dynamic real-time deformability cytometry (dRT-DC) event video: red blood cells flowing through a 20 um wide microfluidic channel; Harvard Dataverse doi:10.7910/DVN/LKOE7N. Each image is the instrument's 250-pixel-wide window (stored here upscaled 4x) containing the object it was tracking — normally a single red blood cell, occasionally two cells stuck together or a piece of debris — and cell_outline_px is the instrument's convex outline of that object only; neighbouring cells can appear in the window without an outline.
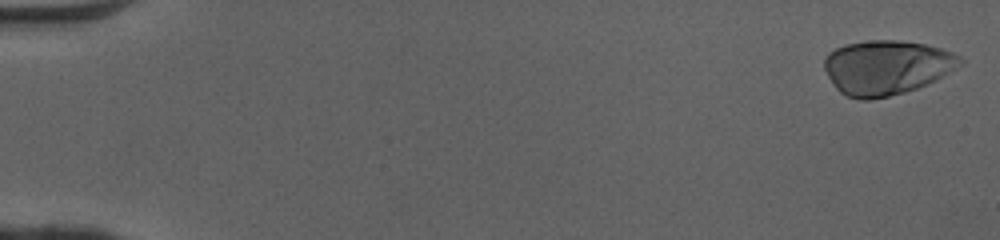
{"species": "human", "species_latin": "Homo sapiens", "temperature_condition": "cold", "stored_images_in_passage": 50, "camera_frame_rate_fps": 3000, "um_per_image_px": 0.085, "donor": {"sex": "female"}, "frame": {"image": 1, "passage_image": 1, "time_ms": 0.0, "image_size_px": [1000, 240], "cell_outline_px": [[964, 60], [956, 68], [916, 88], [904, 92], [888, 96], [868, 100], [860, 100], [848, 96], [840, 92], [836, 88], [828, 76], [824, 68], [824, 60], [828, 52], [836, 48], [848, 44], [872, 40], [896, 40], [924, 44], [940, 48], [952, 52], [960, 56]], "centroid_in_image_um": [75.32, 5.72], "position_along_channel_um": 9.7, "area_um2": 42.54}}
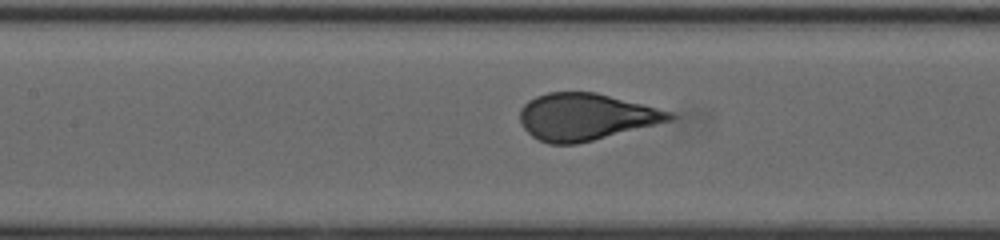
{"frame": {"image": 2, "passage_image": 24, "time_ms": 7.667, "image_size_px": [1000, 240], "cell_outline_px": [[676, 116], [672, 120], [576, 144], [548, 144], [532, 136], [524, 128], [520, 120], [520, 108], [528, 100], [536, 96], [548, 92], [596, 92], [672, 112]], "centroid_in_image_um": [49.74, 9.92], "position_along_channel_um": 157.7, "area_um2": 40.46}}
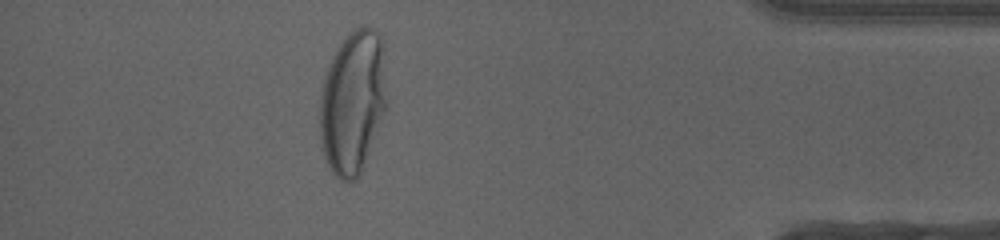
{"frame": {"image": 3, "passage_image": 45, "time_ms": 14.667, "image_size_px": [1000, 240], "cell_outline_px": [[388, 104], [360, 176], [356, 180], [340, 180], [332, 172], [324, 156], [320, 132], [320, 100], [324, 76], [332, 56], [340, 44], [356, 28], [372, 28], [380, 36]], "centroid_in_image_um": [29.98, 8.74], "position_along_channel_um": 405.2, "area_um2": 55.55}, "authors_computed_cell_mechanics": {"area_um2": 41.905, "velocity_mm_per_s": 4.0876, "shape_relaxation_time_tau1_ms": 4.7278, "shape_relaxation_time_tau2_ms": null, "deformation_change_tau1": 0.2239, "deformation_change_tau2": null}}